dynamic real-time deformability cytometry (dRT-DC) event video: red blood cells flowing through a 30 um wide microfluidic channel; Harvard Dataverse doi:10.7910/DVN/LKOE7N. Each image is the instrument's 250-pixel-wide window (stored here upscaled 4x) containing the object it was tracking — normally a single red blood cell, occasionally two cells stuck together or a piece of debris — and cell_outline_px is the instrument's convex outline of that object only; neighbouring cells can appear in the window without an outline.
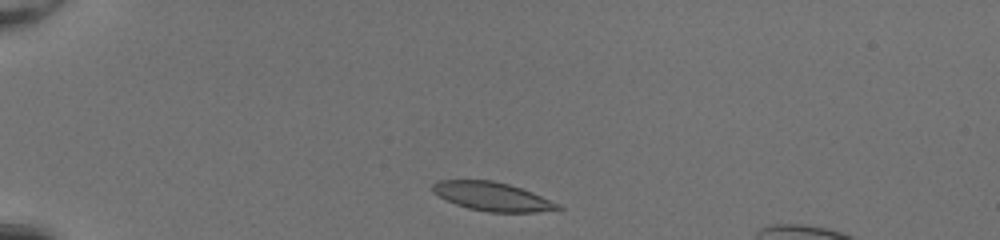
{"species": "common noctule bat (a hibernating species)", "species_latin": "Nyctalus noctula", "temperature_condition": "room temperature", "stored_images_in_passage": 39, "camera_frame_rate_fps": 3000, "um_per_image_px": 0.085, "animal": {"sex": "female", "body_mass_g": 20.0, "forearm_length_mm": 54.0}, "frame": {"image": 1, "passage_image": 1, "time_ms": 0.0, "image_size_px": [1000, 240], "cell_outline_px": [[564, 208], [536, 212], [488, 212], [468, 208], [456, 204], [432, 192], [432, 184], [440, 180], [492, 180], [508, 184], [532, 192], [560, 204]], "centroid_in_image_um": [41.85, 16.7], "position_along_channel_um": 43.2, "area_um2": 20.75}}
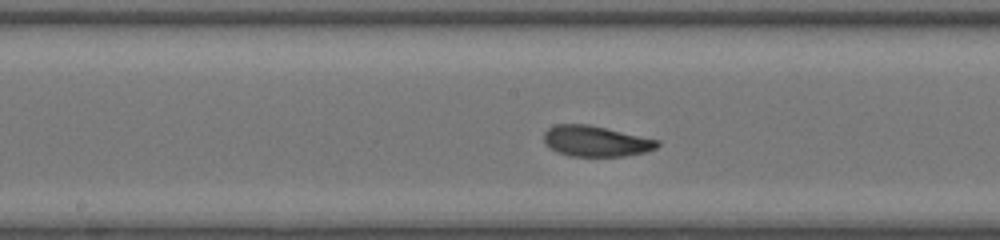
{"frame": {"image": 2, "passage_image": 16, "time_ms": 5.0, "image_size_px": [1000, 240], "cell_outline_px": [[660, 144], [656, 148], [644, 152], [624, 156], [568, 156], [556, 152], [544, 140], [544, 132], [548, 128], [556, 124], [588, 124], [660, 140]], "centroid_in_image_um": [50.65, 12.0], "position_along_channel_um": 197.6, "area_um2": 20.23}}
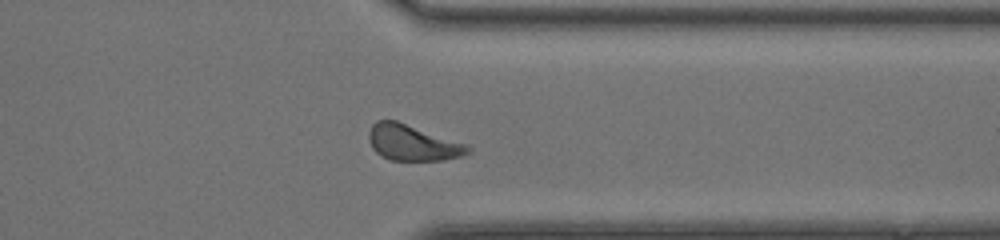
{"frame": {"image": 3, "passage_image": 29, "time_ms": 9.333, "image_size_px": [1000, 240], "cell_outline_px": [[472, 152], [464, 156], [444, 160], [392, 160], [380, 156], [372, 148], [368, 140], [368, 132], [372, 124], [376, 120], [396, 120], [468, 144], [472, 148]], "centroid_in_image_um": [35.09, 12.13], "position_along_channel_um": 376.3, "area_um2": 21.04}}